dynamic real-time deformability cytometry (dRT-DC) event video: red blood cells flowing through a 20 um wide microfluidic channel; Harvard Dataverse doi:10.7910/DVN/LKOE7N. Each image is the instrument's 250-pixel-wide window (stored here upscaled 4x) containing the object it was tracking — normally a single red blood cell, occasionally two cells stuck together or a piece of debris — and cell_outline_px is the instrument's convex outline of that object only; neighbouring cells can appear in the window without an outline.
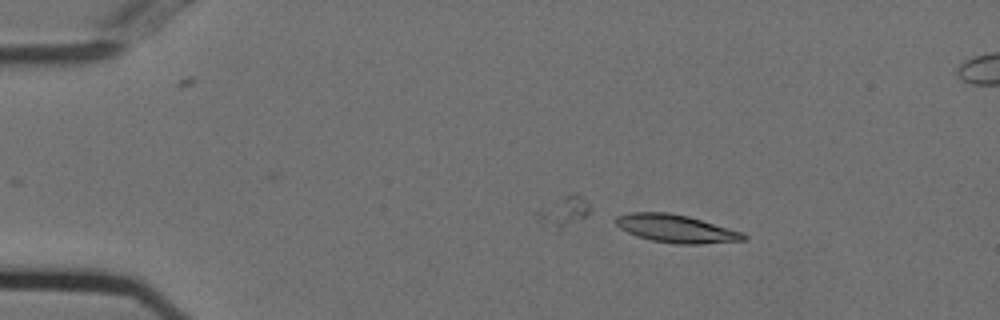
{"species": "Egyptian fruit bat (a non-hibernating species)", "species_latin": "Rousettus aegyptiacus", "temperature_condition": "cold", "stored_images_in_passage": 36, "segment_of_instrument_passage": [1, 2], "camera_frame_rate_fps": 3000, "um_per_image_px": 0.085, "animal": {"sex": "female"}, "frame": {"image": 1, "passage_image": 1, "time_ms": 0.0, "image_size_px": [1000, 320], "cell_outline_px": [[748, 240], [700, 244], [676, 244], [652, 240], [636, 236], [620, 228], [616, 224], [616, 216], [628, 212], [668, 212], [688, 216], [744, 232], [748, 236]], "centroid_in_image_um": [57.5, 19.43], "position_along_channel_um": 27.5, "area_um2": 20.92}}
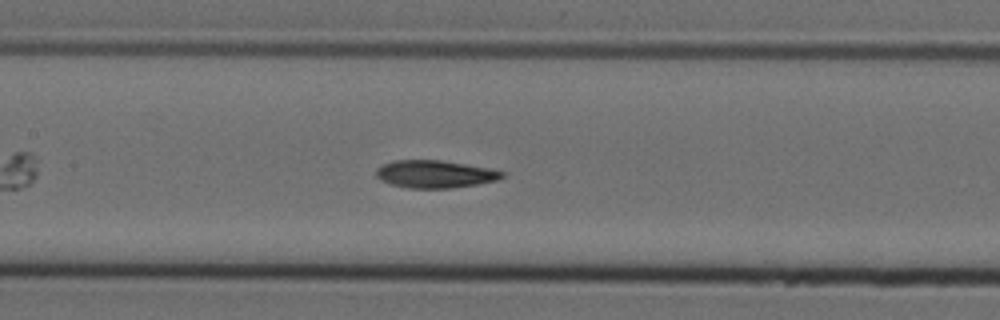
{"frame": {"image": 2, "passage_image": 18, "time_ms": 5.667, "image_size_px": [1000, 320], "cell_outline_px": [[504, 176], [496, 180], [476, 184], [452, 188], [408, 188], [392, 184], [380, 180], [376, 176], [376, 168], [380, 164], [392, 160], [440, 160], [488, 168], [504, 172]], "centroid_in_image_um": [36.9, 14.79], "position_along_channel_um": 170.5, "area_um2": 20.17}}
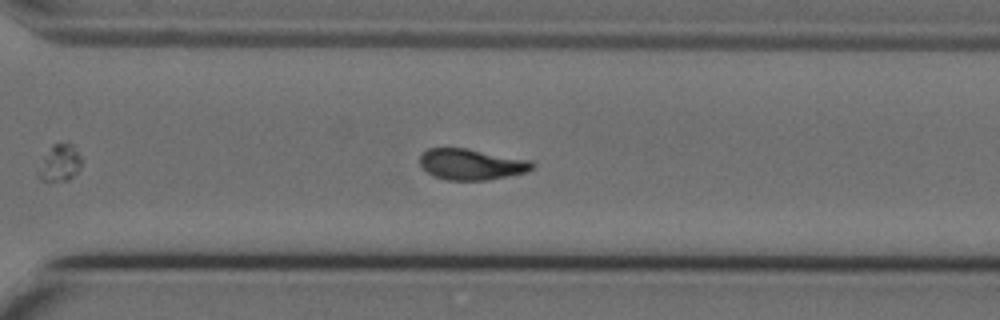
{"frame": {"image": 3, "passage_image": 31, "time_ms": 10.0, "image_size_px": [1000, 320], "cell_outline_px": [[536, 164], [528, 172], [488, 180], [444, 180], [432, 176], [420, 164], [420, 156], [428, 148], [468, 148], [532, 160]], "centroid_in_image_um": [40.1, 13.97], "position_along_channel_um": 330.5, "area_um2": 20.52}}